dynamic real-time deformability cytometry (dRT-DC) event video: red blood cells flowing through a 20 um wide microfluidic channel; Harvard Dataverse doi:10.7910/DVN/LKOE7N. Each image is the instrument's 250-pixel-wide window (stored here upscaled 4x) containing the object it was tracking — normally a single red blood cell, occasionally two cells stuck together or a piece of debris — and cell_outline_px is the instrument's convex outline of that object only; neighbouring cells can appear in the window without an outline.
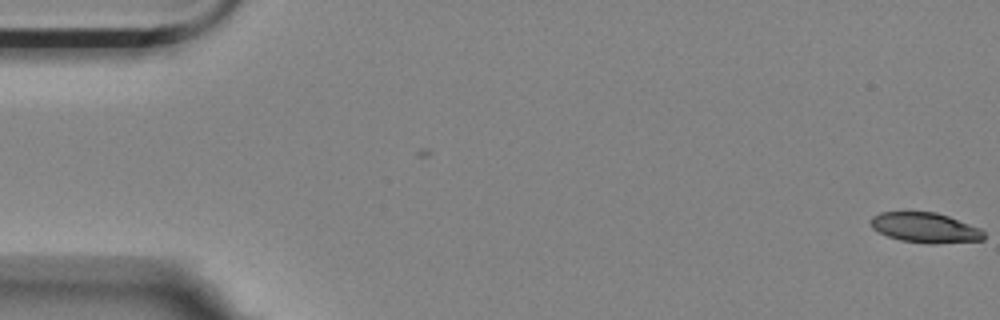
{"species": "Egyptian fruit bat (a non-hibernating species)", "species_latin": "Rousettus aegyptiacus", "temperature_condition": "room temperature", "stored_images_in_passage": 2, "camera_frame_rate_fps": 3000, "um_per_image_px": 0.085, "animal": {"sex": "female"}, "frame": {"image": 1, "passage_image": 1, "time_ms": 0.0, "image_size_px": [1000, 320], "cell_outline_px": [[984, 240], [932, 244], [900, 240], [888, 236], [872, 228], [868, 224], [868, 220], [872, 216], [880, 212], [936, 212], [948, 216], [980, 228], [984, 232]], "centroid_in_image_um": [78.61, 19.35], "position_along_channel_um": 6.4, "area_um2": 19.88}}